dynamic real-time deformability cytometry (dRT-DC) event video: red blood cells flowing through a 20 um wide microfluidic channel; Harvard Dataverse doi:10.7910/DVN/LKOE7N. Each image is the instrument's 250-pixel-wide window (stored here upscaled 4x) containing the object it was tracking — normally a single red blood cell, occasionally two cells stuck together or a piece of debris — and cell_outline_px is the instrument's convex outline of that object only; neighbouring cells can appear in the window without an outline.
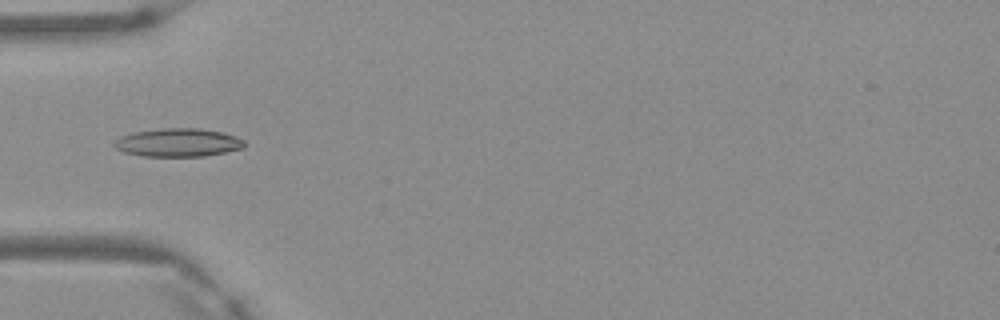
{"species": "Egyptian fruit bat (a non-hibernating species)", "species_latin": "Rousettus aegyptiacus", "temperature_condition": "warm", "stored_images_in_passage": 4, "camera_frame_rate_fps": 3000, "um_per_image_px": 0.085, "frame": {"image": 1, "passage_image": 4, "time_ms": 1.0, "image_size_px": [1000, 320], "cell_outline_px": [[248, 144], [244, 148], [204, 156], [140, 156], [124, 152], [116, 148], [112, 144], [120, 136], [132, 132], [160, 128], [200, 128], [224, 132], [236, 136], [244, 140]], "centroid_in_image_um": [15.15, 12.11], "position_along_channel_um": 69.8, "area_um2": 21.73}}